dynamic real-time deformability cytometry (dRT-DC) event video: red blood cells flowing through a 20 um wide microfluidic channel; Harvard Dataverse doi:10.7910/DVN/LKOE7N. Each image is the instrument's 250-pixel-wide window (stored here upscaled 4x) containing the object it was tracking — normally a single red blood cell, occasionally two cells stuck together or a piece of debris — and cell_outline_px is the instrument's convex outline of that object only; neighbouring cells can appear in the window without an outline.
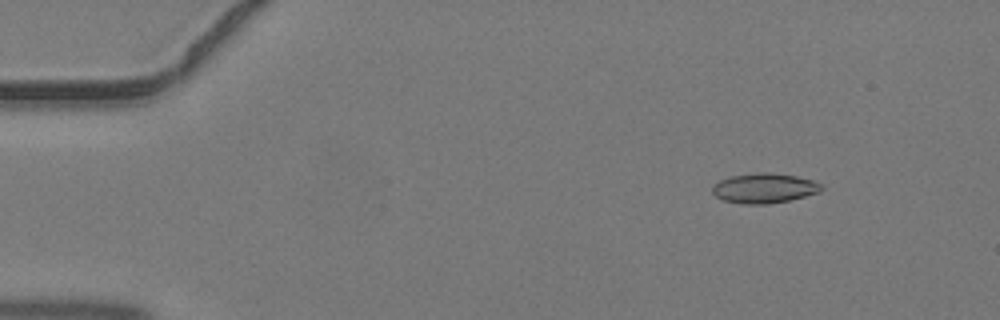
{"species": "common noctule bat (a hibernating species)", "species_latin": "Nyctalus noctula", "temperature_condition": "warm", "stored_images_in_passage": 45, "camera_frame_rate_fps": 3000, "um_per_image_px": 0.085, "animal": {"sex": "male", "body_mass_g": 19.2, "forearm_length_mm": 51.8}, "frame": {"image": 1, "passage_image": 6, "time_ms": 1.667, "image_size_px": [1000, 320], "cell_outline_px": [[824, 188], [820, 192], [788, 200], [768, 204], [740, 204], [724, 200], [716, 196], [712, 192], [712, 184], [728, 176], [756, 172], [768, 172], [796, 176], [812, 180], [824, 184]], "centroid_in_image_um": [64.95, 15.98], "position_along_channel_um": 20.1, "area_um2": 19.19}}
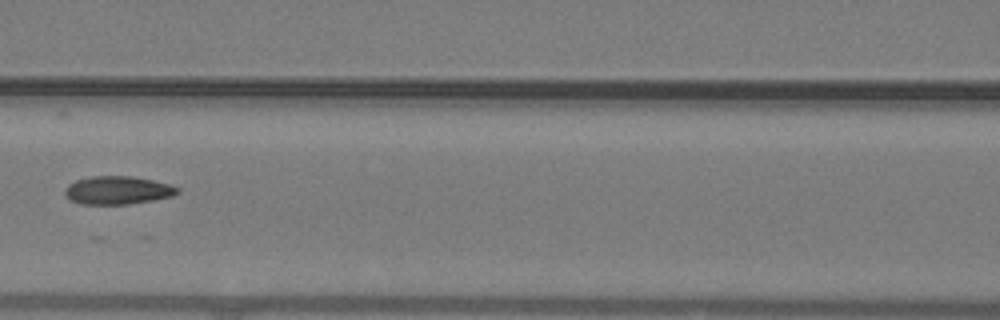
{"frame": {"image": 2, "passage_image": 21, "time_ms": 6.667, "image_size_px": [1000, 320], "cell_outline_px": [[180, 192], [172, 196], [152, 200], [128, 204], [80, 204], [72, 200], [64, 192], [64, 188], [68, 184], [76, 180], [92, 176], [132, 176], [152, 180], [168, 184], [180, 188]], "centroid_in_image_um": [10.0, 16.17], "position_along_channel_um": 156.6, "area_um2": 18.38}}
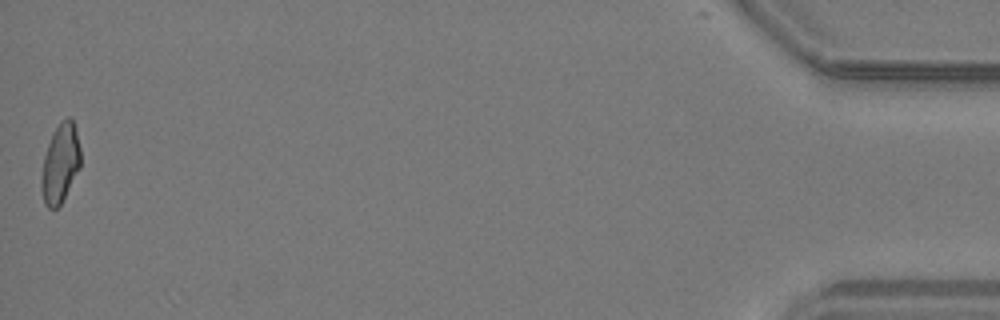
{"frame": {"image": 3, "passage_image": 45, "time_ms": 14.667, "image_size_px": [1000, 320], "cell_outline_px": [[80, 168], [60, 204], [56, 208], [48, 208], [44, 204], [40, 188], [40, 180], [44, 156], [52, 132], [60, 120], [68, 116], [72, 116], [80, 148]], "centroid_in_image_um": [5.1, 13.86], "position_along_channel_um": 430.1, "area_um2": 18.21}}